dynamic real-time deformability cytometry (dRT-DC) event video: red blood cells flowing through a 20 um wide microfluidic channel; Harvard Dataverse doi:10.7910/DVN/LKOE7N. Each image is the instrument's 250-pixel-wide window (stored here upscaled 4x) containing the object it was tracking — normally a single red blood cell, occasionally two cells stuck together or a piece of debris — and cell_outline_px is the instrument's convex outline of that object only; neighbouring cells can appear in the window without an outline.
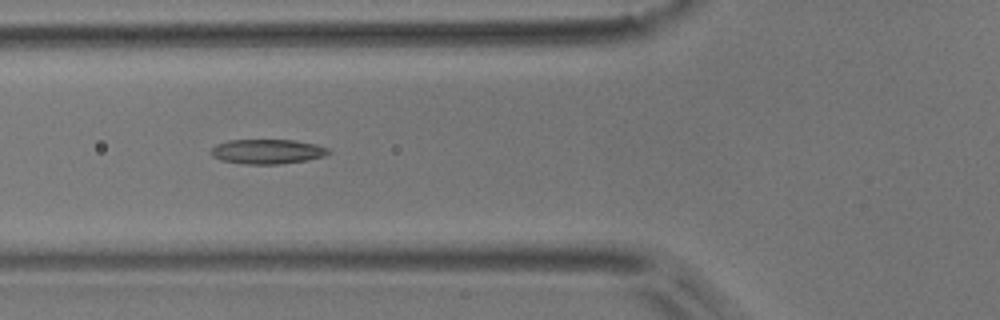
{"species": "common noctule bat (a hibernating species)", "species_latin": "Nyctalus noctula", "temperature_condition": "room temperature", "stored_images_in_passage": 8, "camera_frame_rate_fps": 3000, "um_per_image_px": 0.085, "animal": {"sex": "male", "body_mass_g": 17.9}, "frame": {"image": 1, "passage_image": 4, "time_ms": 1.0, "image_size_px": [1000, 320], "cell_outline_px": [[332, 152], [324, 156], [308, 160], [276, 164], [244, 164], [220, 160], [212, 156], [208, 152], [216, 144], [228, 140], [296, 140], [316, 144], [328, 148]], "centroid_in_image_um": [22.71, 12.88], "position_along_channel_um": 103.1, "area_um2": 17.05}}
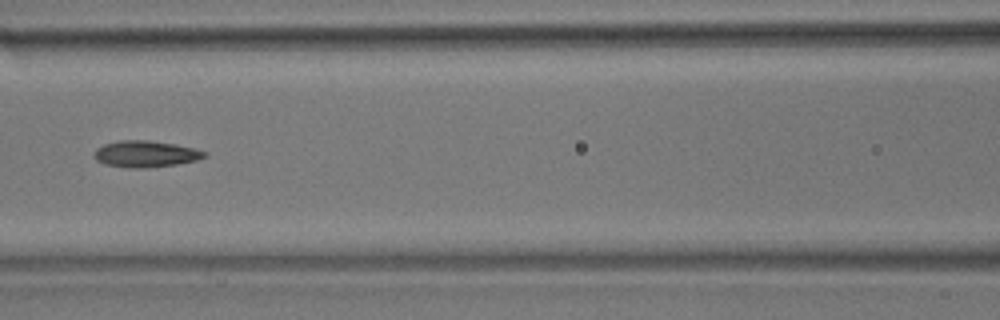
{"frame": {"image": 2, "passage_image": 5, "time_ms": 1.333, "image_size_px": [1000, 320], "cell_outline_px": [[208, 156], [196, 160], [176, 164], [148, 168], [132, 168], [104, 164], [96, 160], [92, 156], [96, 148], [104, 144], [120, 140], [148, 140], [172, 144], [192, 148], [208, 152]], "centroid_in_image_um": [12.34, 13.09], "position_along_channel_um": 154.3, "area_um2": 16.99}}
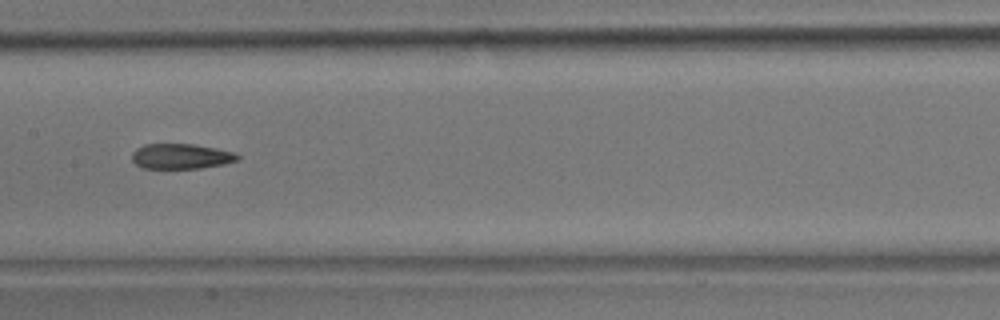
{"frame": {"image": 3, "passage_image": 6, "time_ms": 1.667, "image_size_px": [1000, 320], "cell_outline_px": [[240, 156], [236, 160], [224, 164], [200, 168], [144, 168], [136, 164], [132, 160], [132, 152], [136, 148], [144, 144], [192, 144], [216, 148], [236, 152]], "centroid_in_image_um": [15.38, 13.28], "position_along_channel_um": 192.0, "area_um2": 15.49}}